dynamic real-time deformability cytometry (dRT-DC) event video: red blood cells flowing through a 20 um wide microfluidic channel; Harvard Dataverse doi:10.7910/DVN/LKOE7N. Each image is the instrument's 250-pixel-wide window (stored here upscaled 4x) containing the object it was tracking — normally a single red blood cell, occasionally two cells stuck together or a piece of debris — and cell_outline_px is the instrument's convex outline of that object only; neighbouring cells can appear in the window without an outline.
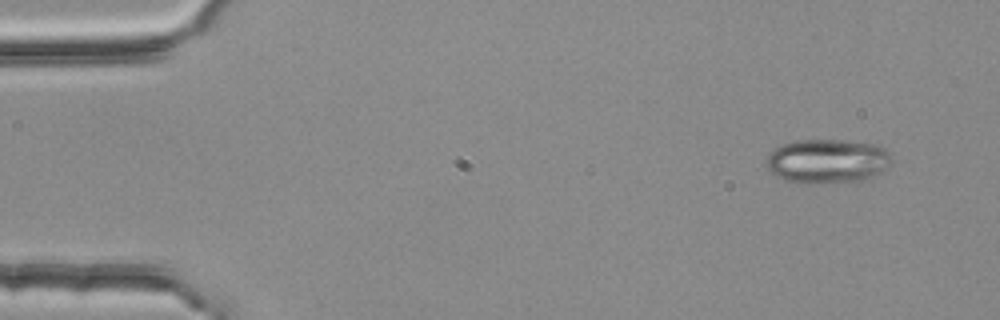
{"species": "common noctule bat (a hibernating species)", "species_latin": "Nyctalus noctula", "temperature_condition": "room temperature", "stored_images_in_passage": 3, "camera_frame_rate_fps": 3000, "um_per_image_px": 0.085, "animal": {"sex": "female", "body_mass_g": 25.1}, "frame": {"image": 1, "passage_image": 1, "time_ms": 0.0, "image_size_px": [1000, 320], "cell_outline_px": [[892, 160], [880, 172], [864, 180], [804, 184], [784, 180], [776, 176], [764, 164], [768, 156], [780, 144], [796, 140], [844, 140], [876, 144], [884, 148], [888, 152]], "centroid_in_image_um": [70.29, 13.69], "position_along_channel_um": 14.7, "area_um2": 32.25}}
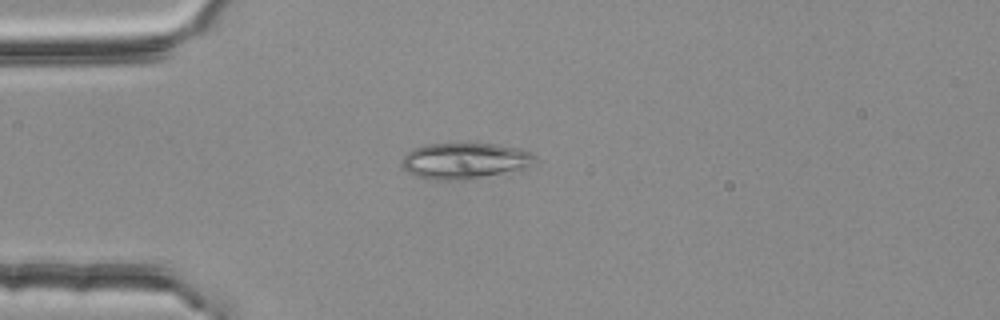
{"frame": {"image": 2, "passage_image": 3, "time_ms": 0.667, "image_size_px": [1000, 320], "cell_outline_px": [[536, 160], [524, 168], [464, 180], [432, 180], [412, 176], [400, 164], [404, 156], [412, 148], [424, 144], [500, 144], [520, 148], [532, 152], [536, 156]], "centroid_in_image_um": [39.46, 13.66], "position_along_channel_um": 45.5, "area_um2": 28.03}}